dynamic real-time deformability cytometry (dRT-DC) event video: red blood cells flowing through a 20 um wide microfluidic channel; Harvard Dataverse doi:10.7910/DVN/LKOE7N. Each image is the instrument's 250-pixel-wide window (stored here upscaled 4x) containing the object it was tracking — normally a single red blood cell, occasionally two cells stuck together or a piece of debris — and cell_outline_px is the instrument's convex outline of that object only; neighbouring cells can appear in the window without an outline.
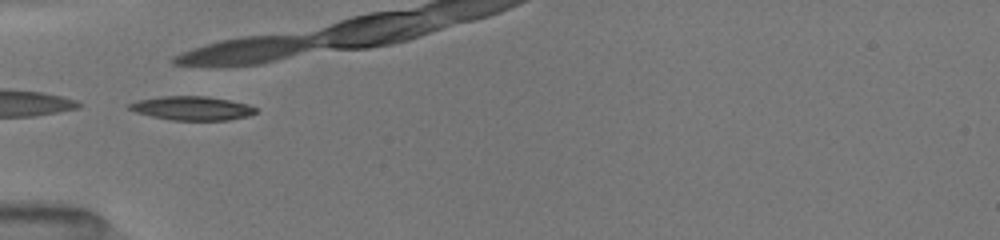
{"species": "common noctule bat (a hibernating species)", "species_latin": "Nyctalus noctula", "temperature_condition": "room temperature", "stored_images_in_passage": 34, "camera_frame_rate_fps": 3000, "um_per_image_px": 0.085, "animal": {"sex": "female", "body_mass_g": 19.5, "forearm_length_mm": 54.1}, "frame": {"image": 1, "passage_image": 1, "time_ms": 0.0, "image_size_px": [1000, 240], "cell_outline_px": [[256, 112], [248, 116], [228, 120], [172, 120], [152, 116], [136, 112], [128, 108], [128, 104], [136, 100], [160, 96], [204, 96], [228, 100], [248, 104], [256, 108]], "centroid_in_image_um": [16.3, 9.19], "position_along_channel_um": 68.7, "area_um2": 17.51}, "authors_computed_cell_mechanics": {"area_um2": 16.8487, "velocity_mm_per_s": 4.0405, "shape_relaxation_time_tau1_ms": 4.9007, "shape_relaxation_time_tau2_ms": null, "deformation_change_tau1": 0.1684, "deformation_change_tau2": null}}